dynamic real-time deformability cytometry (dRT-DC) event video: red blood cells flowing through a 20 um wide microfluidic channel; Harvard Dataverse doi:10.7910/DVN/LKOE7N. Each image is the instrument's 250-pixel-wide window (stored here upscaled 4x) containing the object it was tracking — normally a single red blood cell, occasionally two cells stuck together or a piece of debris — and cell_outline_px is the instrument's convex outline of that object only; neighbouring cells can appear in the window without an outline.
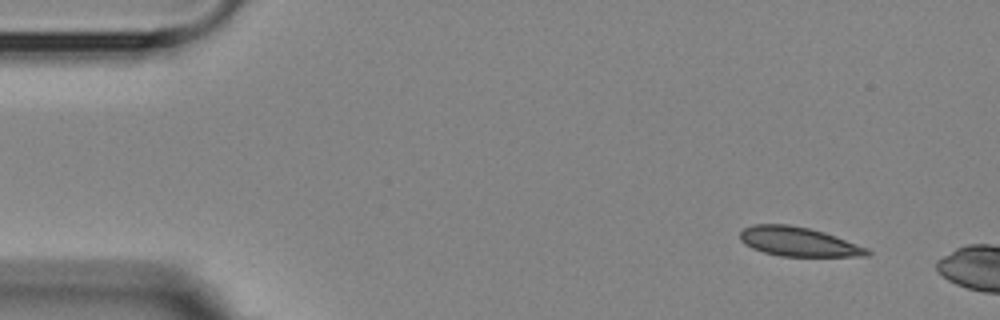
{"species": "Egyptian fruit bat (a non-hibernating species)", "species_latin": "Rousettus aegyptiacus", "temperature_condition": "room temperature", "stored_images_in_passage": 6, "camera_frame_rate_fps": 3000, "um_per_image_px": 0.085, "animal": {"sex": "female"}, "frame": {"image": 1, "passage_image": 2, "time_ms": 1.333, "image_size_px": [1000, 320], "cell_outline_px": [[872, 252], [868, 256], [780, 256], [764, 252], [752, 248], [744, 244], [740, 240], [740, 232], [744, 228], [752, 224], [788, 224], [808, 228], [824, 232], [868, 248]], "centroid_in_image_um": [67.85, 20.54], "position_along_channel_um": 17.2, "area_um2": 21.62}}